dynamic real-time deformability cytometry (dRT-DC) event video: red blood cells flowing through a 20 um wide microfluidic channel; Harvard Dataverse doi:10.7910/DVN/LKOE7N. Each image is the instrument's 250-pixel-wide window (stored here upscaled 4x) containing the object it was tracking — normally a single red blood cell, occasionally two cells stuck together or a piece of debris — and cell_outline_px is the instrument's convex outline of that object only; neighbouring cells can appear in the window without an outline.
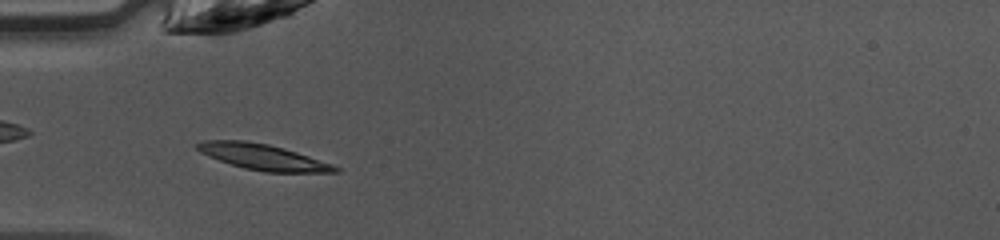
{"species": "common noctule bat (a hibernating species)", "species_latin": "Nyctalus noctula", "temperature_condition": "warm", "stored_images_in_passage": 35, "camera_frame_rate_fps": 3000, "um_per_image_px": 0.085, "animal": {"sex": "female", "body_mass_g": 10.0, "forearm_length_mm": 53.1}, "frame": {"image": 1, "passage_image": 3, "time_ms": 0.667, "image_size_px": [1000, 240], "cell_outline_px": [[340, 172], [264, 172], [244, 168], [208, 156], [200, 152], [196, 148], [196, 144], [204, 140], [244, 140], [268, 144], [284, 148], [332, 164], [340, 168]], "centroid_in_image_um": [22.34, 13.34], "position_along_channel_um": 62.7, "area_um2": 20.52}}
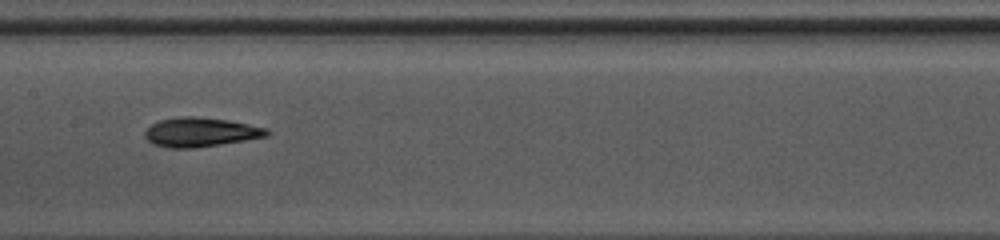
{"frame": {"image": 2, "passage_image": 12, "time_ms": 3.667, "image_size_px": [1000, 240], "cell_outline_px": [[272, 132], [268, 136], [196, 148], [168, 148], [152, 144], [144, 136], [144, 132], [152, 124], [160, 120], [176, 116], [192, 116], [228, 120], [268, 128]], "centroid_in_image_um": [17.04, 11.23], "position_along_channel_um": 190.4, "area_um2": 20.87}}
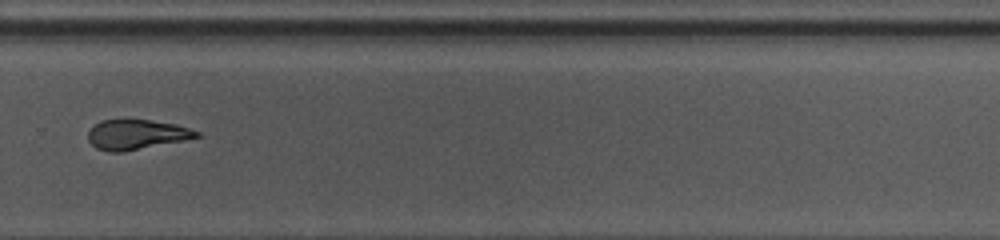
{"frame": {"image": 3, "passage_image": 21, "time_ms": 6.667, "image_size_px": [1000, 240], "cell_outline_px": [[200, 136], [184, 140], [124, 152], [108, 152], [96, 148], [88, 140], [88, 132], [100, 120], [148, 120], [176, 124], [200, 132]], "centroid_in_image_um": [11.59, 11.45], "position_along_channel_um": 318.2, "area_um2": 18.73}, "authors_computed_cell_mechanics": {"area_um2": 19.9988, "velocity_mm_per_s": 4.2751, "shape_relaxation_time_tau1_ms": 3.983, "shape_relaxation_time_tau2_ms": 1.531, "deformation_change_tau1": 0.1715, "deformation_change_tau2": 0.0852}}